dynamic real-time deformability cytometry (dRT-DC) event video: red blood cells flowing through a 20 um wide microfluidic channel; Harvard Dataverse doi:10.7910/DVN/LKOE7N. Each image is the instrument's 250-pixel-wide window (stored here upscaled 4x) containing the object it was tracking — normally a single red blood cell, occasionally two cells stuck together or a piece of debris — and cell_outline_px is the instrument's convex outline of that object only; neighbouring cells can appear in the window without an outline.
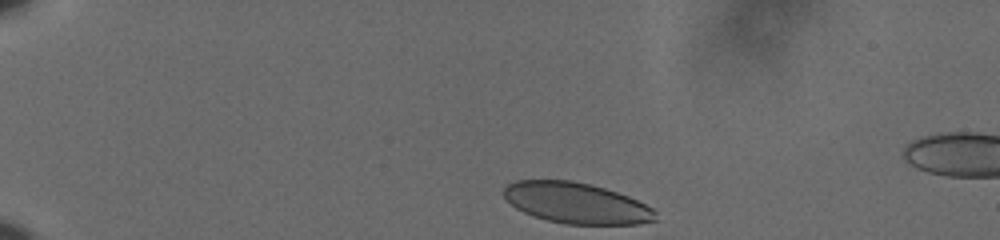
{"species": "human", "species_latin": "Homo sapiens", "temperature_condition": "cold", "stored_images_in_passage": 41, "camera_frame_rate_fps": 3000, "um_per_image_px": 0.085, "donor": {"sex": "male"}, "frame": {"image": 1, "passage_image": 1, "time_ms": 0.0, "image_size_px": [1000, 240], "cell_outline_px": [[656, 220], [636, 224], [564, 224], [548, 220], [524, 212], [516, 208], [504, 196], [504, 188], [508, 184], [516, 180], [572, 180], [592, 184], [628, 196], [652, 208], [656, 212]], "centroid_in_image_um": [48.99, 17.25], "position_along_channel_um": 36.0, "area_um2": 35.84}}
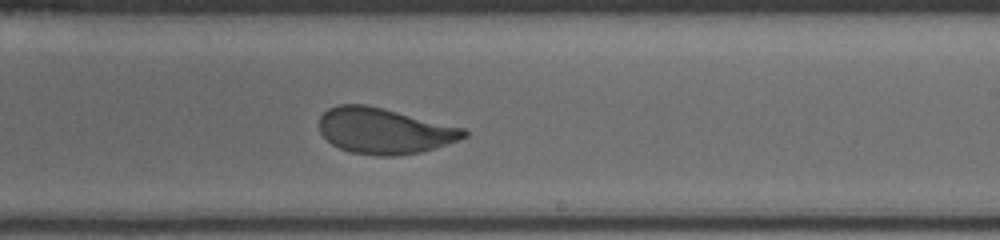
{"frame": {"image": 2, "passage_image": 26, "time_ms": 8.333, "image_size_px": [1000, 240], "cell_outline_px": [[468, 136], [420, 152], [396, 156], [376, 156], [352, 152], [340, 148], [332, 144], [320, 132], [320, 116], [328, 108], [340, 104], [368, 104], [464, 128], [468, 132]], "centroid_in_image_um": [32.64, 11.11], "position_along_channel_um": 256.4, "area_um2": 38.38}}
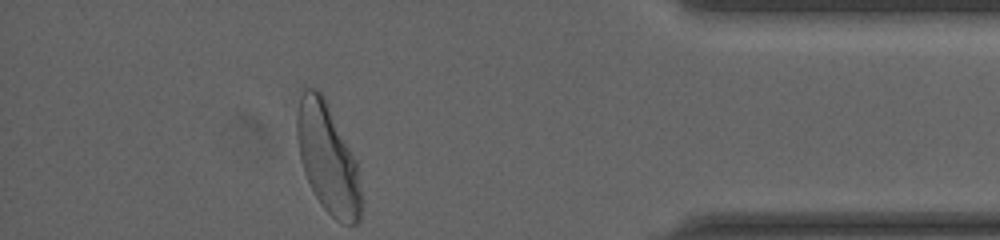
{"frame": {"image": 3, "passage_image": 41, "time_ms": 13.333, "image_size_px": [1000, 240], "cell_outline_px": [[360, 220], [356, 224], [344, 224], [336, 220], [320, 204], [304, 172], [300, 160], [296, 136], [296, 116], [300, 96], [304, 84], [316, 88], [324, 96], [356, 160], [360, 192]], "centroid_in_image_um": [27.82, 13.41], "position_along_channel_um": 407.4, "area_um2": 40.86}, "authors_computed_cell_mechanics": {"area_um2": 38.9572, "velocity_mm_per_s": 3.6099, "shape_relaxation_time_tau1_ms": 7.7308, "shape_relaxation_time_tau2_ms": null, "deformation_change_tau1": 0.2124, "deformation_change_tau2": null}}